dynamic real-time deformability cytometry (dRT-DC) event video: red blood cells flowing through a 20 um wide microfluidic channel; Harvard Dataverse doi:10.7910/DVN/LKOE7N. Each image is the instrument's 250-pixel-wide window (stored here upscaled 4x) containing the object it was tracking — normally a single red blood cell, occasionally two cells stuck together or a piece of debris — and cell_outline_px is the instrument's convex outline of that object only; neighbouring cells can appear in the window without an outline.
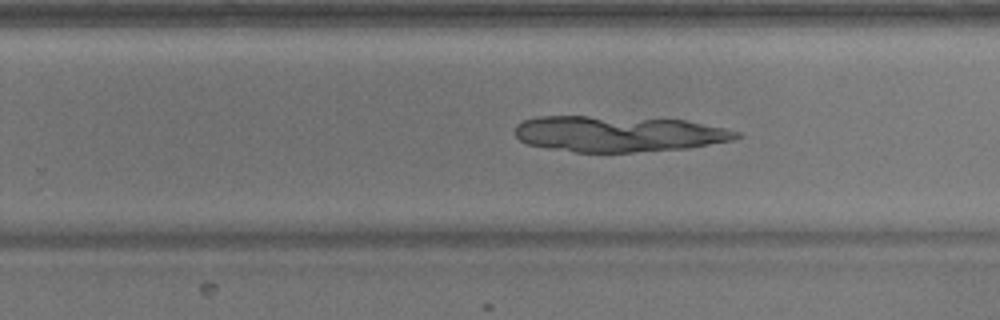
{"species": "common noctule bat (a hibernating species)", "species_latin": "Nyctalus noctula", "temperature_condition": "warm", "stored_images_in_passage": 49, "camera_frame_rate_fps": 3000, "um_per_image_px": 0.085, "animal": {"sex": "male", "body_mass_g": 17.9}, "frame": {"image": 1, "passage_image": 31, "time_ms": 10.0, "image_size_px": [1000, 320], "cell_outline_px": [[740, 136], [732, 140], [688, 148], [632, 152], [576, 152], [548, 148], [528, 144], [520, 140], [516, 136], [516, 124], [524, 120], [540, 116], [588, 116], [684, 120], [724, 128], [740, 132]], "centroid_in_image_um": [52.54, 11.38], "position_along_channel_um": 277.3, "area_um2": 45.95}}